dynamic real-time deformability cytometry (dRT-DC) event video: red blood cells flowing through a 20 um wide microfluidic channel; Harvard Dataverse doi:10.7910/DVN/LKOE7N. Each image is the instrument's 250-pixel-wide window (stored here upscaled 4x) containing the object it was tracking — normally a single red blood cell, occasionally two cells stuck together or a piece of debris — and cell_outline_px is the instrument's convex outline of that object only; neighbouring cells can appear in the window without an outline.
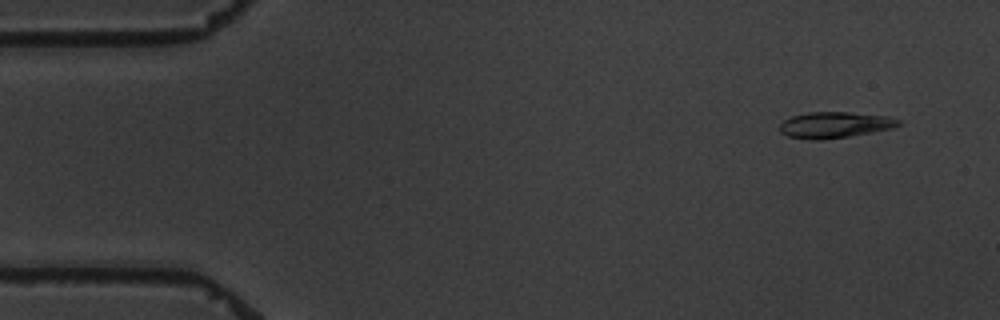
{"species": "common noctule bat (a hibernating species)", "species_latin": "Nyctalus noctula", "temperature_condition": "warm", "stored_images_in_passage": 6, "camera_frame_rate_fps": 3000, "um_per_image_px": 0.085, "animal": {"sex": "male", "body_mass_g": 19.5, "forearm_length_mm": 54.6}, "frame": {"image": 1, "passage_image": 2, "time_ms": 1.0, "image_size_px": [1000, 320], "cell_outline_px": [[904, 124], [892, 128], [872, 132], [848, 136], [820, 140], [808, 140], [788, 136], [780, 132], [780, 124], [784, 120], [792, 116], [808, 112], [848, 112], [888, 116], [900, 120]], "centroid_in_image_um": [70.96, 10.61], "position_along_channel_um": 14.0, "area_um2": 18.09}}
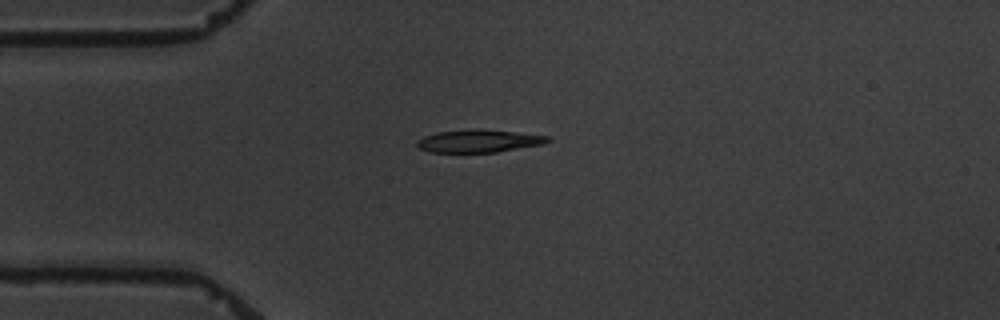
{"frame": {"image": 2, "passage_image": 4, "time_ms": 4.333, "image_size_px": [1000, 320], "cell_outline_px": [[552, 140], [544, 144], [496, 152], [428, 152], [420, 148], [416, 144], [416, 140], [424, 136], [436, 132], [476, 128], [548, 136]], "centroid_in_image_um": [40.67, 11.98], "position_along_channel_um": 44.3, "area_um2": 17.28}}
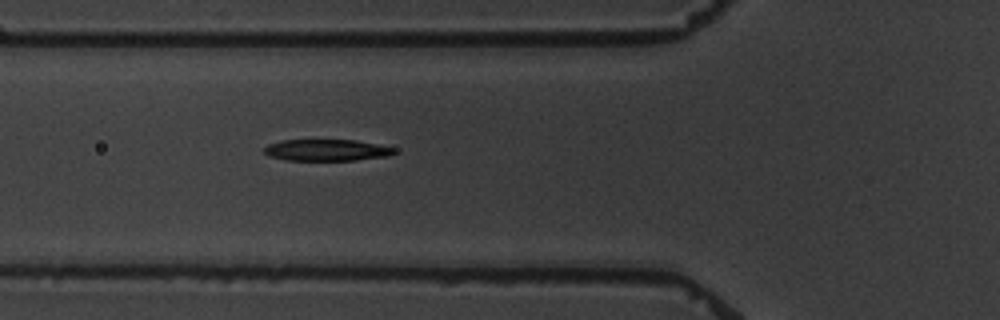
{"frame": {"image": 3, "passage_image": 6, "time_ms": 6.333, "image_size_px": [1000, 320], "cell_outline_px": [[396, 152], [388, 156], [356, 160], [288, 160], [268, 156], [264, 152], [264, 148], [268, 144], [280, 140], [356, 140], [396, 148]], "centroid_in_image_um": [27.76, 12.76], "position_along_channel_um": 98.0, "area_um2": 16.3}}